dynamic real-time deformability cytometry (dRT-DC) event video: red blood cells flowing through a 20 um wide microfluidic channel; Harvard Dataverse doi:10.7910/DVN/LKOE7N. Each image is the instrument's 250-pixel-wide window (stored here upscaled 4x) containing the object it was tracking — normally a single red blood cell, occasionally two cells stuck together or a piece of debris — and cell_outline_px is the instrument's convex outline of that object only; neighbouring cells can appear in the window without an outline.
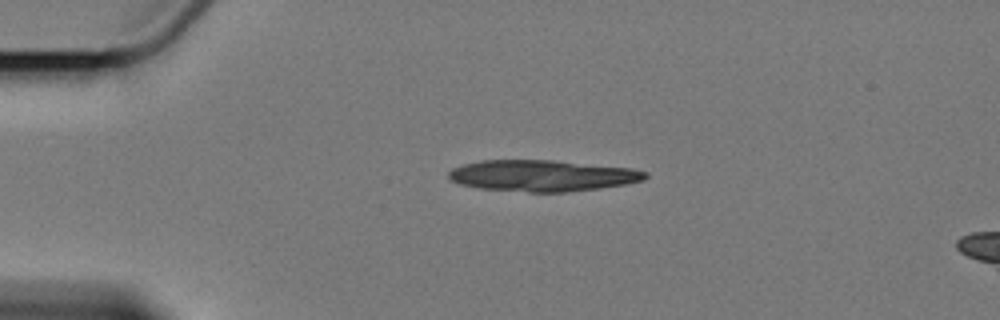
{"species": "Egyptian fruit bat (a non-hibernating species)", "species_latin": "Rousettus aegyptiacus", "temperature_condition": "cold", "stored_images_in_passage": 7, "segment_of_instrument_passage": [1, 2], "camera_frame_rate_fps": 3000, "um_per_image_px": 0.085, "animal": {"sex": "female"}, "frame": {"image": 1, "passage_image": 1, "time_ms": 0.0, "image_size_px": [1000, 320], "cell_outline_px": [[648, 176], [644, 180], [628, 184], [600, 188], [568, 192], [528, 192], [480, 188], [460, 184], [452, 180], [448, 176], [448, 172], [452, 168], [464, 164], [480, 160], [552, 160], [632, 168], [648, 172]], "centroid_in_image_um": [46.13, 14.93], "position_along_channel_um": 38.9, "area_um2": 35.95}}